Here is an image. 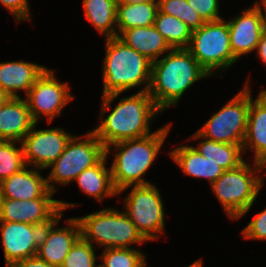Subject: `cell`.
<instances>
[{"instance_id": "cell-1", "label": "cell", "mask_w": 266, "mask_h": 267, "mask_svg": "<svg viewBox=\"0 0 266 267\" xmlns=\"http://www.w3.org/2000/svg\"><path fill=\"white\" fill-rule=\"evenodd\" d=\"M106 55L103 63V91L100 118L122 92L139 85L145 87L139 92L149 90L151 64L145 56L126 45L118 37L105 39Z\"/></svg>"}, {"instance_id": "cell-2", "label": "cell", "mask_w": 266, "mask_h": 267, "mask_svg": "<svg viewBox=\"0 0 266 267\" xmlns=\"http://www.w3.org/2000/svg\"><path fill=\"white\" fill-rule=\"evenodd\" d=\"M207 76L210 75L187 48L171 49L167 56L152 62L148 93L155 105L164 111L169 106L178 105L184 92Z\"/></svg>"}, {"instance_id": "cell-3", "label": "cell", "mask_w": 266, "mask_h": 267, "mask_svg": "<svg viewBox=\"0 0 266 267\" xmlns=\"http://www.w3.org/2000/svg\"><path fill=\"white\" fill-rule=\"evenodd\" d=\"M171 125H165L145 137L123 140L106 147L107 156L112 147L118 151L115 152L110 167L118 195L130 186L151 184L143 178V175L153 165L171 130Z\"/></svg>"}, {"instance_id": "cell-4", "label": "cell", "mask_w": 266, "mask_h": 267, "mask_svg": "<svg viewBox=\"0 0 266 267\" xmlns=\"http://www.w3.org/2000/svg\"><path fill=\"white\" fill-rule=\"evenodd\" d=\"M161 110L155 105L148 91L123 97L106 118L92 131L106 147L129 139L152 134L150 124Z\"/></svg>"}, {"instance_id": "cell-5", "label": "cell", "mask_w": 266, "mask_h": 267, "mask_svg": "<svg viewBox=\"0 0 266 267\" xmlns=\"http://www.w3.org/2000/svg\"><path fill=\"white\" fill-rule=\"evenodd\" d=\"M253 164L254 167L249 166L245 161L237 168L225 170L211 184L212 191L230 219H240L250 211L264 184V178L257 174L266 166L255 161Z\"/></svg>"}, {"instance_id": "cell-6", "label": "cell", "mask_w": 266, "mask_h": 267, "mask_svg": "<svg viewBox=\"0 0 266 267\" xmlns=\"http://www.w3.org/2000/svg\"><path fill=\"white\" fill-rule=\"evenodd\" d=\"M77 219L81 236L92 245L96 242L105 249L132 248V244L147 242L127 214L115 208L102 209Z\"/></svg>"}, {"instance_id": "cell-7", "label": "cell", "mask_w": 266, "mask_h": 267, "mask_svg": "<svg viewBox=\"0 0 266 267\" xmlns=\"http://www.w3.org/2000/svg\"><path fill=\"white\" fill-rule=\"evenodd\" d=\"M81 137L73 135L58 159L48 166L52 168L46 178L50 191L55 193L57 190L55 183L62 186L75 181L83 170L97 164L106 155L105 146L93 131Z\"/></svg>"}, {"instance_id": "cell-8", "label": "cell", "mask_w": 266, "mask_h": 267, "mask_svg": "<svg viewBox=\"0 0 266 267\" xmlns=\"http://www.w3.org/2000/svg\"><path fill=\"white\" fill-rule=\"evenodd\" d=\"M187 49L210 76L216 75L213 69L224 72L238 61L231 50L228 23L223 18L193 30Z\"/></svg>"}, {"instance_id": "cell-9", "label": "cell", "mask_w": 266, "mask_h": 267, "mask_svg": "<svg viewBox=\"0 0 266 267\" xmlns=\"http://www.w3.org/2000/svg\"><path fill=\"white\" fill-rule=\"evenodd\" d=\"M250 84L232 97L219 111L213 113L207 122L197 130L202 136L221 143L242 145L247 128L251 102Z\"/></svg>"}, {"instance_id": "cell-10", "label": "cell", "mask_w": 266, "mask_h": 267, "mask_svg": "<svg viewBox=\"0 0 266 267\" xmlns=\"http://www.w3.org/2000/svg\"><path fill=\"white\" fill-rule=\"evenodd\" d=\"M124 201L125 213L147 240L159 239L165 233L164 204L160 191L153 185L131 186Z\"/></svg>"}, {"instance_id": "cell-11", "label": "cell", "mask_w": 266, "mask_h": 267, "mask_svg": "<svg viewBox=\"0 0 266 267\" xmlns=\"http://www.w3.org/2000/svg\"><path fill=\"white\" fill-rule=\"evenodd\" d=\"M68 83H61L48 68L36 80L26 94V102L35 123L46 117L50 124L61 115L62 109L75 97L71 95Z\"/></svg>"}, {"instance_id": "cell-12", "label": "cell", "mask_w": 266, "mask_h": 267, "mask_svg": "<svg viewBox=\"0 0 266 267\" xmlns=\"http://www.w3.org/2000/svg\"><path fill=\"white\" fill-rule=\"evenodd\" d=\"M74 206H76L75 203L69 204L52 197H40L26 201L1 198L0 221L22 222L43 228L55 221L65 209Z\"/></svg>"}, {"instance_id": "cell-13", "label": "cell", "mask_w": 266, "mask_h": 267, "mask_svg": "<svg viewBox=\"0 0 266 267\" xmlns=\"http://www.w3.org/2000/svg\"><path fill=\"white\" fill-rule=\"evenodd\" d=\"M36 124L21 142L24 160L27 166L45 170L58 159L73 135L60 127L36 130Z\"/></svg>"}, {"instance_id": "cell-14", "label": "cell", "mask_w": 266, "mask_h": 267, "mask_svg": "<svg viewBox=\"0 0 266 267\" xmlns=\"http://www.w3.org/2000/svg\"><path fill=\"white\" fill-rule=\"evenodd\" d=\"M62 216L63 213L51 224L42 228L36 255L54 267L62 266L71 247L81 236V227L77 217L66 220L68 226L57 228Z\"/></svg>"}, {"instance_id": "cell-15", "label": "cell", "mask_w": 266, "mask_h": 267, "mask_svg": "<svg viewBox=\"0 0 266 267\" xmlns=\"http://www.w3.org/2000/svg\"><path fill=\"white\" fill-rule=\"evenodd\" d=\"M6 267L37 255L42 227L22 222L0 221Z\"/></svg>"}, {"instance_id": "cell-16", "label": "cell", "mask_w": 266, "mask_h": 267, "mask_svg": "<svg viewBox=\"0 0 266 267\" xmlns=\"http://www.w3.org/2000/svg\"><path fill=\"white\" fill-rule=\"evenodd\" d=\"M227 23L231 50L237 59L256 50L264 28L261 9L255 3Z\"/></svg>"}, {"instance_id": "cell-17", "label": "cell", "mask_w": 266, "mask_h": 267, "mask_svg": "<svg viewBox=\"0 0 266 267\" xmlns=\"http://www.w3.org/2000/svg\"><path fill=\"white\" fill-rule=\"evenodd\" d=\"M28 167L0 182L1 198L26 201L53 196L54 192L47 185V177L40 175L41 169Z\"/></svg>"}, {"instance_id": "cell-18", "label": "cell", "mask_w": 266, "mask_h": 267, "mask_svg": "<svg viewBox=\"0 0 266 267\" xmlns=\"http://www.w3.org/2000/svg\"><path fill=\"white\" fill-rule=\"evenodd\" d=\"M34 124L25 99L10 97L0 106V140L20 143Z\"/></svg>"}, {"instance_id": "cell-19", "label": "cell", "mask_w": 266, "mask_h": 267, "mask_svg": "<svg viewBox=\"0 0 266 267\" xmlns=\"http://www.w3.org/2000/svg\"><path fill=\"white\" fill-rule=\"evenodd\" d=\"M253 100L251 96L243 152L254 151L255 162L266 166V96L261 92Z\"/></svg>"}, {"instance_id": "cell-20", "label": "cell", "mask_w": 266, "mask_h": 267, "mask_svg": "<svg viewBox=\"0 0 266 267\" xmlns=\"http://www.w3.org/2000/svg\"><path fill=\"white\" fill-rule=\"evenodd\" d=\"M47 68L25 61L0 63V88L10 97H20L18 90L28 93L36 80Z\"/></svg>"}, {"instance_id": "cell-21", "label": "cell", "mask_w": 266, "mask_h": 267, "mask_svg": "<svg viewBox=\"0 0 266 267\" xmlns=\"http://www.w3.org/2000/svg\"><path fill=\"white\" fill-rule=\"evenodd\" d=\"M117 37L151 62L159 60V57L171 50L154 25L130 28Z\"/></svg>"}, {"instance_id": "cell-22", "label": "cell", "mask_w": 266, "mask_h": 267, "mask_svg": "<svg viewBox=\"0 0 266 267\" xmlns=\"http://www.w3.org/2000/svg\"><path fill=\"white\" fill-rule=\"evenodd\" d=\"M169 154L183 173L195 178H205L210 185L225 171L216 163L206 159L193 146L180 145Z\"/></svg>"}, {"instance_id": "cell-23", "label": "cell", "mask_w": 266, "mask_h": 267, "mask_svg": "<svg viewBox=\"0 0 266 267\" xmlns=\"http://www.w3.org/2000/svg\"><path fill=\"white\" fill-rule=\"evenodd\" d=\"M106 159H108L107 155L97 164L83 170L75 179L84 193L101 203L106 197L118 195L112 181L111 169H107L105 166Z\"/></svg>"}, {"instance_id": "cell-24", "label": "cell", "mask_w": 266, "mask_h": 267, "mask_svg": "<svg viewBox=\"0 0 266 267\" xmlns=\"http://www.w3.org/2000/svg\"><path fill=\"white\" fill-rule=\"evenodd\" d=\"M202 139L198 146H193L201 155L216 163L224 170L239 167L245 162L242 158L243 146L230 143H221L202 137L197 131L188 140Z\"/></svg>"}, {"instance_id": "cell-25", "label": "cell", "mask_w": 266, "mask_h": 267, "mask_svg": "<svg viewBox=\"0 0 266 267\" xmlns=\"http://www.w3.org/2000/svg\"><path fill=\"white\" fill-rule=\"evenodd\" d=\"M158 11V1H145L139 4L117 2V36L130 28L153 26Z\"/></svg>"}, {"instance_id": "cell-26", "label": "cell", "mask_w": 266, "mask_h": 267, "mask_svg": "<svg viewBox=\"0 0 266 267\" xmlns=\"http://www.w3.org/2000/svg\"><path fill=\"white\" fill-rule=\"evenodd\" d=\"M85 18L105 39L117 37V2L115 0H83Z\"/></svg>"}, {"instance_id": "cell-27", "label": "cell", "mask_w": 266, "mask_h": 267, "mask_svg": "<svg viewBox=\"0 0 266 267\" xmlns=\"http://www.w3.org/2000/svg\"><path fill=\"white\" fill-rule=\"evenodd\" d=\"M153 25L171 49L188 48L193 30L178 18L158 11Z\"/></svg>"}, {"instance_id": "cell-28", "label": "cell", "mask_w": 266, "mask_h": 267, "mask_svg": "<svg viewBox=\"0 0 266 267\" xmlns=\"http://www.w3.org/2000/svg\"><path fill=\"white\" fill-rule=\"evenodd\" d=\"M0 140V182L22 170L26 165L22 143Z\"/></svg>"}, {"instance_id": "cell-29", "label": "cell", "mask_w": 266, "mask_h": 267, "mask_svg": "<svg viewBox=\"0 0 266 267\" xmlns=\"http://www.w3.org/2000/svg\"><path fill=\"white\" fill-rule=\"evenodd\" d=\"M98 257L99 267H146L145 255L134 248H108Z\"/></svg>"}, {"instance_id": "cell-30", "label": "cell", "mask_w": 266, "mask_h": 267, "mask_svg": "<svg viewBox=\"0 0 266 267\" xmlns=\"http://www.w3.org/2000/svg\"><path fill=\"white\" fill-rule=\"evenodd\" d=\"M158 4L161 13L178 18L192 30L199 29L205 23L187 0H158Z\"/></svg>"}, {"instance_id": "cell-31", "label": "cell", "mask_w": 266, "mask_h": 267, "mask_svg": "<svg viewBox=\"0 0 266 267\" xmlns=\"http://www.w3.org/2000/svg\"><path fill=\"white\" fill-rule=\"evenodd\" d=\"M94 246L80 236L73 244L61 267H99Z\"/></svg>"}, {"instance_id": "cell-32", "label": "cell", "mask_w": 266, "mask_h": 267, "mask_svg": "<svg viewBox=\"0 0 266 267\" xmlns=\"http://www.w3.org/2000/svg\"><path fill=\"white\" fill-rule=\"evenodd\" d=\"M220 0H187L188 4L204 22L222 19L219 15Z\"/></svg>"}, {"instance_id": "cell-33", "label": "cell", "mask_w": 266, "mask_h": 267, "mask_svg": "<svg viewBox=\"0 0 266 267\" xmlns=\"http://www.w3.org/2000/svg\"><path fill=\"white\" fill-rule=\"evenodd\" d=\"M242 234L247 240L266 239V209L254 216V219L242 230Z\"/></svg>"}, {"instance_id": "cell-34", "label": "cell", "mask_w": 266, "mask_h": 267, "mask_svg": "<svg viewBox=\"0 0 266 267\" xmlns=\"http://www.w3.org/2000/svg\"><path fill=\"white\" fill-rule=\"evenodd\" d=\"M0 3L19 21H30L31 12L28 0H0Z\"/></svg>"}, {"instance_id": "cell-35", "label": "cell", "mask_w": 266, "mask_h": 267, "mask_svg": "<svg viewBox=\"0 0 266 267\" xmlns=\"http://www.w3.org/2000/svg\"><path fill=\"white\" fill-rule=\"evenodd\" d=\"M9 267H54L44 260L39 259L37 256L26 258L24 260L15 262Z\"/></svg>"}, {"instance_id": "cell-36", "label": "cell", "mask_w": 266, "mask_h": 267, "mask_svg": "<svg viewBox=\"0 0 266 267\" xmlns=\"http://www.w3.org/2000/svg\"><path fill=\"white\" fill-rule=\"evenodd\" d=\"M259 59L266 65V33L264 32L256 48Z\"/></svg>"}, {"instance_id": "cell-37", "label": "cell", "mask_w": 266, "mask_h": 267, "mask_svg": "<svg viewBox=\"0 0 266 267\" xmlns=\"http://www.w3.org/2000/svg\"><path fill=\"white\" fill-rule=\"evenodd\" d=\"M255 4L261 9L262 19H263V28H264V32L266 33V0H261V2L256 1ZM261 6L263 7L264 11H262Z\"/></svg>"}, {"instance_id": "cell-38", "label": "cell", "mask_w": 266, "mask_h": 267, "mask_svg": "<svg viewBox=\"0 0 266 267\" xmlns=\"http://www.w3.org/2000/svg\"><path fill=\"white\" fill-rule=\"evenodd\" d=\"M9 98L10 96L0 88V106H2Z\"/></svg>"}, {"instance_id": "cell-39", "label": "cell", "mask_w": 266, "mask_h": 267, "mask_svg": "<svg viewBox=\"0 0 266 267\" xmlns=\"http://www.w3.org/2000/svg\"><path fill=\"white\" fill-rule=\"evenodd\" d=\"M145 1H158V0H120L121 3H127V4H139L141 2Z\"/></svg>"}, {"instance_id": "cell-40", "label": "cell", "mask_w": 266, "mask_h": 267, "mask_svg": "<svg viewBox=\"0 0 266 267\" xmlns=\"http://www.w3.org/2000/svg\"><path fill=\"white\" fill-rule=\"evenodd\" d=\"M187 267H203V261L201 259H198Z\"/></svg>"}, {"instance_id": "cell-41", "label": "cell", "mask_w": 266, "mask_h": 267, "mask_svg": "<svg viewBox=\"0 0 266 267\" xmlns=\"http://www.w3.org/2000/svg\"><path fill=\"white\" fill-rule=\"evenodd\" d=\"M261 93L266 96V89L261 90Z\"/></svg>"}]
</instances>
